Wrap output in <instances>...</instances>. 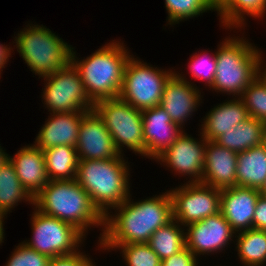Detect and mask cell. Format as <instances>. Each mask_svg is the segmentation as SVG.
I'll list each match as a JSON object with an SVG mask.
<instances>
[{
	"instance_id": "6da1fadb",
	"label": "cell",
	"mask_w": 266,
	"mask_h": 266,
	"mask_svg": "<svg viewBox=\"0 0 266 266\" xmlns=\"http://www.w3.org/2000/svg\"><path fill=\"white\" fill-rule=\"evenodd\" d=\"M130 196L121 205L114 207L104 217V229L99 238L103 250L115 249L118 245L148 243L152 234L173 219L172 198L169 190L161 195L131 202Z\"/></svg>"
},
{
	"instance_id": "7a4b0ae2",
	"label": "cell",
	"mask_w": 266,
	"mask_h": 266,
	"mask_svg": "<svg viewBox=\"0 0 266 266\" xmlns=\"http://www.w3.org/2000/svg\"><path fill=\"white\" fill-rule=\"evenodd\" d=\"M123 44L113 40L81 61L72 48L71 63L78 70L85 91L93 103L119 97L124 70L131 57Z\"/></svg>"
},
{
	"instance_id": "3957f363",
	"label": "cell",
	"mask_w": 266,
	"mask_h": 266,
	"mask_svg": "<svg viewBox=\"0 0 266 266\" xmlns=\"http://www.w3.org/2000/svg\"><path fill=\"white\" fill-rule=\"evenodd\" d=\"M33 205L45 215L72 224L84 235L91 226L104 229V216L76 179L49 181L34 197Z\"/></svg>"
},
{
	"instance_id": "277c9868",
	"label": "cell",
	"mask_w": 266,
	"mask_h": 266,
	"mask_svg": "<svg viewBox=\"0 0 266 266\" xmlns=\"http://www.w3.org/2000/svg\"><path fill=\"white\" fill-rule=\"evenodd\" d=\"M127 163L123 154L116 158L78 163L76 180L104 217L110 208L121 205L130 196Z\"/></svg>"
},
{
	"instance_id": "5b68a950",
	"label": "cell",
	"mask_w": 266,
	"mask_h": 266,
	"mask_svg": "<svg viewBox=\"0 0 266 266\" xmlns=\"http://www.w3.org/2000/svg\"><path fill=\"white\" fill-rule=\"evenodd\" d=\"M218 46L215 52L216 73L210 89L240 97L257 77L262 51L238 37L225 38Z\"/></svg>"
},
{
	"instance_id": "8992f818",
	"label": "cell",
	"mask_w": 266,
	"mask_h": 266,
	"mask_svg": "<svg viewBox=\"0 0 266 266\" xmlns=\"http://www.w3.org/2000/svg\"><path fill=\"white\" fill-rule=\"evenodd\" d=\"M32 25H27V28L16 34V42L13 43H16L14 46L31 71L39 78H43L71 62L73 47L49 28L38 24Z\"/></svg>"
},
{
	"instance_id": "52a82bcc",
	"label": "cell",
	"mask_w": 266,
	"mask_h": 266,
	"mask_svg": "<svg viewBox=\"0 0 266 266\" xmlns=\"http://www.w3.org/2000/svg\"><path fill=\"white\" fill-rule=\"evenodd\" d=\"M93 110L104 122L116 149L122 155V146L145 156L142 112L120 97L100 100Z\"/></svg>"
},
{
	"instance_id": "ba28073f",
	"label": "cell",
	"mask_w": 266,
	"mask_h": 266,
	"mask_svg": "<svg viewBox=\"0 0 266 266\" xmlns=\"http://www.w3.org/2000/svg\"><path fill=\"white\" fill-rule=\"evenodd\" d=\"M174 73L149 66L131 55L124 70L119 97L141 111L158 106L164 86Z\"/></svg>"
},
{
	"instance_id": "9c48e42d",
	"label": "cell",
	"mask_w": 266,
	"mask_h": 266,
	"mask_svg": "<svg viewBox=\"0 0 266 266\" xmlns=\"http://www.w3.org/2000/svg\"><path fill=\"white\" fill-rule=\"evenodd\" d=\"M32 238L24 244L50 258L77 252L84 235L72 224L43 214L35 208L32 214ZM80 244V245H79Z\"/></svg>"
},
{
	"instance_id": "30bf717a",
	"label": "cell",
	"mask_w": 266,
	"mask_h": 266,
	"mask_svg": "<svg viewBox=\"0 0 266 266\" xmlns=\"http://www.w3.org/2000/svg\"><path fill=\"white\" fill-rule=\"evenodd\" d=\"M44 78V105L52 113L89 112L94 103L88 97L78 70L70 62L66 67Z\"/></svg>"
},
{
	"instance_id": "8fae6325",
	"label": "cell",
	"mask_w": 266,
	"mask_h": 266,
	"mask_svg": "<svg viewBox=\"0 0 266 266\" xmlns=\"http://www.w3.org/2000/svg\"><path fill=\"white\" fill-rule=\"evenodd\" d=\"M173 219L183 227L220 213L221 189L199 183H186L169 191Z\"/></svg>"
},
{
	"instance_id": "7c38bea8",
	"label": "cell",
	"mask_w": 266,
	"mask_h": 266,
	"mask_svg": "<svg viewBox=\"0 0 266 266\" xmlns=\"http://www.w3.org/2000/svg\"><path fill=\"white\" fill-rule=\"evenodd\" d=\"M201 138L200 141L195 140L183 131L176 141L156 158V161L172 168L177 174L189 175L191 181L188 183L201 182L207 145V140L202 135Z\"/></svg>"
},
{
	"instance_id": "4fadbf2b",
	"label": "cell",
	"mask_w": 266,
	"mask_h": 266,
	"mask_svg": "<svg viewBox=\"0 0 266 266\" xmlns=\"http://www.w3.org/2000/svg\"><path fill=\"white\" fill-rule=\"evenodd\" d=\"M186 227V247L196 257L223 250L236 235L221 212Z\"/></svg>"
},
{
	"instance_id": "5bb4252c",
	"label": "cell",
	"mask_w": 266,
	"mask_h": 266,
	"mask_svg": "<svg viewBox=\"0 0 266 266\" xmlns=\"http://www.w3.org/2000/svg\"><path fill=\"white\" fill-rule=\"evenodd\" d=\"M75 148L79 161L104 160L121 155L104 122L94 110L82 118Z\"/></svg>"
},
{
	"instance_id": "9a60e30c",
	"label": "cell",
	"mask_w": 266,
	"mask_h": 266,
	"mask_svg": "<svg viewBox=\"0 0 266 266\" xmlns=\"http://www.w3.org/2000/svg\"><path fill=\"white\" fill-rule=\"evenodd\" d=\"M141 112L145 156L155 160L176 141L183 130L172 122L160 105Z\"/></svg>"
},
{
	"instance_id": "2e32d148",
	"label": "cell",
	"mask_w": 266,
	"mask_h": 266,
	"mask_svg": "<svg viewBox=\"0 0 266 266\" xmlns=\"http://www.w3.org/2000/svg\"><path fill=\"white\" fill-rule=\"evenodd\" d=\"M181 75L175 72L166 82L160 106L172 122L183 129L184 122L197 110L202 97L200 90Z\"/></svg>"
},
{
	"instance_id": "e0dca14e",
	"label": "cell",
	"mask_w": 266,
	"mask_h": 266,
	"mask_svg": "<svg viewBox=\"0 0 266 266\" xmlns=\"http://www.w3.org/2000/svg\"><path fill=\"white\" fill-rule=\"evenodd\" d=\"M259 189L234 186L221 189L220 212L236 233L253 229Z\"/></svg>"
},
{
	"instance_id": "ac0fdd59",
	"label": "cell",
	"mask_w": 266,
	"mask_h": 266,
	"mask_svg": "<svg viewBox=\"0 0 266 266\" xmlns=\"http://www.w3.org/2000/svg\"><path fill=\"white\" fill-rule=\"evenodd\" d=\"M238 153L207 141L201 183L218 189L236 186Z\"/></svg>"
},
{
	"instance_id": "d6986e66",
	"label": "cell",
	"mask_w": 266,
	"mask_h": 266,
	"mask_svg": "<svg viewBox=\"0 0 266 266\" xmlns=\"http://www.w3.org/2000/svg\"><path fill=\"white\" fill-rule=\"evenodd\" d=\"M88 112L51 113L46 123L41 127L35 145L45 150L57 145L75 147L78 139L79 126L82 118Z\"/></svg>"
},
{
	"instance_id": "ffe728a7",
	"label": "cell",
	"mask_w": 266,
	"mask_h": 266,
	"mask_svg": "<svg viewBox=\"0 0 266 266\" xmlns=\"http://www.w3.org/2000/svg\"><path fill=\"white\" fill-rule=\"evenodd\" d=\"M10 161L14 164L21 185L34 198L50 181L43 150L34 145L23 146Z\"/></svg>"
},
{
	"instance_id": "44dd1931",
	"label": "cell",
	"mask_w": 266,
	"mask_h": 266,
	"mask_svg": "<svg viewBox=\"0 0 266 266\" xmlns=\"http://www.w3.org/2000/svg\"><path fill=\"white\" fill-rule=\"evenodd\" d=\"M247 118L249 114L242 99L238 96L237 99L234 97L233 100L220 103L209 111L203 119L200 134L207 141H215Z\"/></svg>"
},
{
	"instance_id": "7402d4cb",
	"label": "cell",
	"mask_w": 266,
	"mask_h": 266,
	"mask_svg": "<svg viewBox=\"0 0 266 266\" xmlns=\"http://www.w3.org/2000/svg\"><path fill=\"white\" fill-rule=\"evenodd\" d=\"M266 179V148L252 147L237 155L236 186L260 189Z\"/></svg>"
},
{
	"instance_id": "603a6c76",
	"label": "cell",
	"mask_w": 266,
	"mask_h": 266,
	"mask_svg": "<svg viewBox=\"0 0 266 266\" xmlns=\"http://www.w3.org/2000/svg\"><path fill=\"white\" fill-rule=\"evenodd\" d=\"M264 125V122L249 117L219 136L214 142L236 153L246 151L252 147L263 145Z\"/></svg>"
},
{
	"instance_id": "cb8c5ba5",
	"label": "cell",
	"mask_w": 266,
	"mask_h": 266,
	"mask_svg": "<svg viewBox=\"0 0 266 266\" xmlns=\"http://www.w3.org/2000/svg\"><path fill=\"white\" fill-rule=\"evenodd\" d=\"M43 153L50 181L76 179L79 159L75 147L57 145L43 150Z\"/></svg>"
},
{
	"instance_id": "d4e9b609",
	"label": "cell",
	"mask_w": 266,
	"mask_h": 266,
	"mask_svg": "<svg viewBox=\"0 0 266 266\" xmlns=\"http://www.w3.org/2000/svg\"><path fill=\"white\" fill-rule=\"evenodd\" d=\"M22 199L34 204V198L21 185L14 164L8 158L0 166V212L7 215Z\"/></svg>"
},
{
	"instance_id": "484cf974",
	"label": "cell",
	"mask_w": 266,
	"mask_h": 266,
	"mask_svg": "<svg viewBox=\"0 0 266 266\" xmlns=\"http://www.w3.org/2000/svg\"><path fill=\"white\" fill-rule=\"evenodd\" d=\"M266 10V0H222L217 5V13L226 28H240L245 24V14L262 18ZM243 24V25H242Z\"/></svg>"
},
{
	"instance_id": "4316f807",
	"label": "cell",
	"mask_w": 266,
	"mask_h": 266,
	"mask_svg": "<svg viewBox=\"0 0 266 266\" xmlns=\"http://www.w3.org/2000/svg\"><path fill=\"white\" fill-rule=\"evenodd\" d=\"M148 245L162 261L186 247L185 232L179 223L172 219L152 234Z\"/></svg>"
},
{
	"instance_id": "83f0119b",
	"label": "cell",
	"mask_w": 266,
	"mask_h": 266,
	"mask_svg": "<svg viewBox=\"0 0 266 266\" xmlns=\"http://www.w3.org/2000/svg\"><path fill=\"white\" fill-rule=\"evenodd\" d=\"M237 254L246 266H262L266 263V231L249 229L236 233Z\"/></svg>"
},
{
	"instance_id": "f1b7e54d",
	"label": "cell",
	"mask_w": 266,
	"mask_h": 266,
	"mask_svg": "<svg viewBox=\"0 0 266 266\" xmlns=\"http://www.w3.org/2000/svg\"><path fill=\"white\" fill-rule=\"evenodd\" d=\"M169 25L187 20L209 10L217 11V4L213 0H165Z\"/></svg>"
},
{
	"instance_id": "f546056e",
	"label": "cell",
	"mask_w": 266,
	"mask_h": 266,
	"mask_svg": "<svg viewBox=\"0 0 266 266\" xmlns=\"http://www.w3.org/2000/svg\"><path fill=\"white\" fill-rule=\"evenodd\" d=\"M249 117L266 123V86L256 77L240 96Z\"/></svg>"
},
{
	"instance_id": "4dcf8cb0",
	"label": "cell",
	"mask_w": 266,
	"mask_h": 266,
	"mask_svg": "<svg viewBox=\"0 0 266 266\" xmlns=\"http://www.w3.org/2000/svg\"><path fill=\"white\" fill-rule=\"evenodd\" d=\"M127 266H161L159 256L150 248L148 243H130L118 245Z\"/></svg>"
},
{
	"instance_id": "1f68e13d",
	"label": "cell",
	"mask_w": 266,
	"mask_h": 266,
	"mask_svg": "<svg viewBox=\"0 0 266 266\" xmlns=\"http://www.w3.org/2000/svg\"><path fill=\"white\" fill-rule=\"evenodd\" d=\"M202 52L190 56L192 58L189 61L188 68L193 78L205 80V84H207L206 86L210 87L214 81L216 73V57L215 53L208 56L207 52Z\"/></svg>"
},
{
	"instance_id": "d6a6232c",
	"label": "cell",
	"mask_w": 266,
	"mask_h": 266,
	"mask_svg": "<svg viewBox=\"0 0 266 266\" xmlns=\"http://www.w3.org/2000/svg\"><path fill=\"white\" fill-rule=\"evenodd\" d=\"M50 259L22 242L16 246L5 266H48Z\"/></svg>"
},
{
	"instance_id": "836d02e7",
	"label": "cell",
	"mask_w": 266,
	"mask_h": 266,
	"mask_svg": "<svg viewBox=\"0 0 266 266\" xmlns=\"http://www.w3.org/2000/svg\"><path fill=\"white\" fill-rule=\"evenodd\" d=\"M88 255L77 251L70 255L51 258L48 266H95Z\"/></svg>"
},
{
	"instance_id": "e575fe53",
	"label": "cell",
	"mask_w": 266,
	"mask_h": 266,
	"mask_svg": "<svg viewBox=\"0 0 266 266\" xmlns=\"http://www.w3.org/2000/svg\"><path fill=\"white\" fill-rule=\"evenodd\" d=\"M197 257L185 247L179 253L161 261V266H197Z\"/></svg>"
},
{
	"instance_id": "d590c367",
	"label": "cell",
	"mask_w": 266,
	"mask_h": 266,
	"mask_svg": "<svg viewBox=\"0 0 266 266\" xmlns=\"http://www.w3.org/2000/svg\"><path fill=\"white\" fill-rule=\"evenodd\" d=\"M253 229L266 231V199L261 195L256 202L253 216Z\"/></svg>"
},
{
	"instance_id": "8d00e7d4",
	"label": "cell",
	"mask_w": 266,
	"mask_h": 266,
	"mask_svg": "<svg viewBox=\"0 0 266 266\" xmlns=\"http://www.w3.org/2000/svg\"><path fill=\"white\" fill-rule=\"evenodd\" d=\"M11 47L8 48L7 45L0 44V75H1V70L2 68L5 67L6 63L8 62L7 60L11 56Z\"/></svg>"
},
{
	"instance_id": "74e56055",
	"label": "cell",
	"mask_w": 266,
	"mask_h": 266,
	"mask_svg": "<svg viewBox=\"0 0 266 266\" xmlns=\"http://www.w3.org/2000/svg\"><path fill=\"white\" fill-rule=\"evenodd\" d=\"M263 60L262 57L260 58L257 64V77L262 81V83L266 86V68L263 69ZM262 63V64H261ZM262 70V71H261ZM264 70V71H263Z\"/></svg>"
},
{
	"instance_id": "f35d334b",
	"label": "cell",
	"mask_w": 266,
	"mask_h": 266,
	"mask_svg": "<svg viewBox=\"0 0 266 266\" xmlns=\"http://www.w3.org/2000/svg\"><path fill=\"white\" fill-rule=\"evenodd\" d=\"M5 214L0 212V244L3 243L4 241H2L4 239V224H3V218H5Z\"/></svg>"
},
{
	"instance_id": "ab89813d",
	"label": "cell",
	"mask_w": 266,
	"mask_h": 266,
	"mask_svg": "<svg viewBox=\"0 0 266 266\" xmlns=\"http://www.w3.org/2000/svg\"><path fill=\"white\" fill-rule=\"evenodd\" d=\"M3 148H1L0 146V166L7 161V159L9 158V154H7L4 150H2Z\"/></svg>"
},
{
	"instance_id": "60d3db41",
	"label": "cell",
	"mask_w": 266,
	"mask_h": 266,
	"mask_svg": "<svg viewBox=\"0 0 266 266\" xmlns=\"http://www.w3.org/2000/svg\"><path fill=\"white\" fill-rule=\"evenodd\" d=\"M259 193L260 195L266 199V179L264 184L261 186V188L259 189Z\"/></svg>"
},
{
	"instance_id": "b9f144b4",
	"label": "cell",
	"mask_w": 266,
	"mask_h": 266,
	"mask_svg": "<svg viewBox=\"0 0 266 266\" xmlns=\"http://www.w3.org/2000/svg\"><path fill=\"white\" fill-rule=\"evenodd\" d=\"M263 145L266 148V123L264 125V132H263Z\"/></svg>"
},
{
	"instance_id": "7bdbcfd3",
	"label": "cell",
	"mask_w": 266,
	"mask_h": 266,
	"mask_svg": "<svg viewBox=\"0 0 266 266\" xmlns=\"http://www.w3.org/2000/svg\"><path fill=\"white\" fill-rule=\"evenodd\" d=\"M217 5L222 1V0H213Z\"/></svg>"
}]
</instances>
